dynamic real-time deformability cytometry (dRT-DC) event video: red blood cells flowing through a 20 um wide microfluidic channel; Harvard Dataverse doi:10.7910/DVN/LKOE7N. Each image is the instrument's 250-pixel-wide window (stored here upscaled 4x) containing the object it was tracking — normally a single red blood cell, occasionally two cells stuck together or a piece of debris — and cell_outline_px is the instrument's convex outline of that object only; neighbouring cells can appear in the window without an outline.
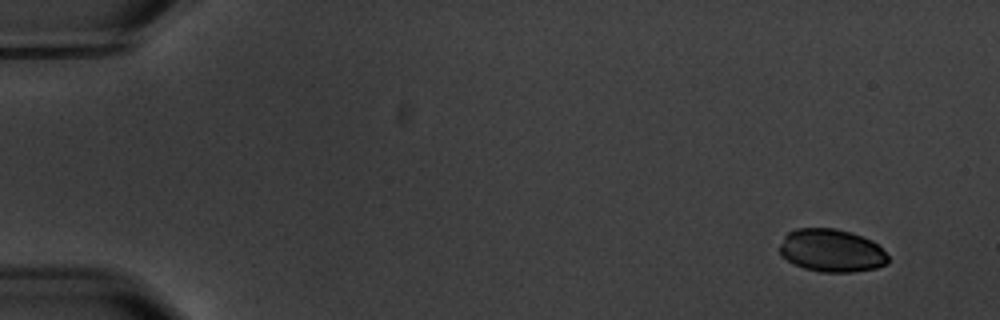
{"species": "common noctule bat (a hibernating species)", "species_latin": "Nyctalus noctula", "temperature_condition": "warm", "stored_images_in_passage": 5, "camera_frame_rate_fps": 3000, "um_per_image_px": 0.085, "animal": {"sex": "male", "body_mass_g": 20.1, "forearm_length_mm": 53.5}, "frame": {"image": 1, "passage_image": 1, "time_ms": 0.0, "image_size_px": [1000, 320], "cell_outline_px": [[888, 264], [876, 268], [852, 272], [820, 272], [804, 268], [780, 256], [780, 244], [784, 236], [788, 232], [796, 228], [836, 228], [852, 232], [872, 240], [888, 256]], "centroid_in_image_um": [70.67, 21.29], "position_along_channel_um": 14.3, "area_um2": 27.17}}
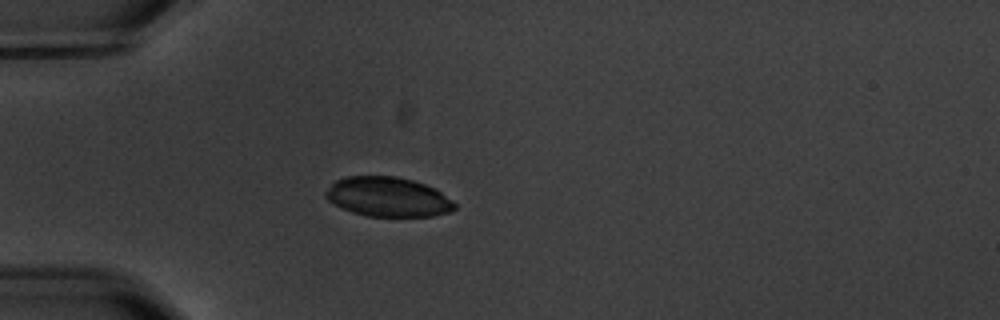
{"frame": {"image": 2, "passage_image": 4, "time_ms": 4.333, "image_size_px": [1000, 320], "cell_outline_px": [[456, 208], [448, 212], [432, 216], [368, 216], [352, 212], [328, 200], [324, 196], [324, 192], [336, 180], [348, 176], [396, 176], [412, 180], [436, 188], [452, 200], [456, 204]], "centroid_in_image_um": [32.99, 16.73], "position_along_channel_um": 52.0, "area_um2": 29.59}}